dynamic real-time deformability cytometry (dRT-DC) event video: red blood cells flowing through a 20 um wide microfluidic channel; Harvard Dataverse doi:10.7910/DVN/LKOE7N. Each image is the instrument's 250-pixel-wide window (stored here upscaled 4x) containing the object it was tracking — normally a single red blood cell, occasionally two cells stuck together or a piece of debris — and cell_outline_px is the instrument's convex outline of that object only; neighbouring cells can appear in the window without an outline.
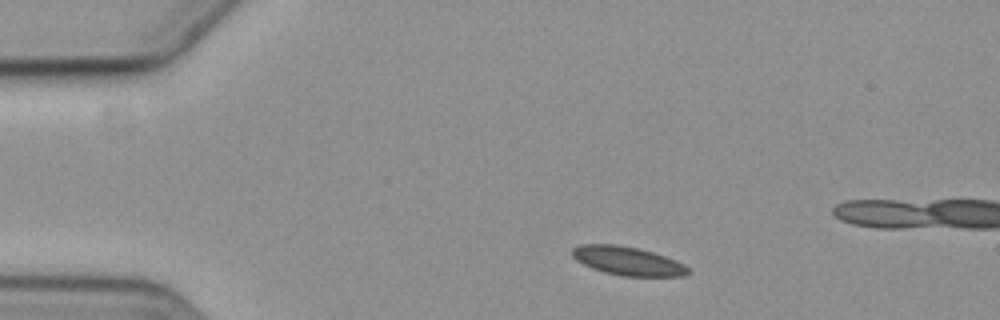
{"species": "common noctule bat (a hibernating species)", "species_latin": "Nyctalus noctula", "temperature_condition": "cold", "stored_images_in_passage": 3, "camera_frame_rate_fps": 3000, "um_per_image_px": 0.085, "animal": {"sex": "female", "body_mass_g": 19.3, "forearm_length_mm": 54.1}, "frame": {"image": 1, "passage_image": 1, "time_ms": 0.0, "image_size_px": [1000, 320], "cell_outline_px": [[692, 272], [684, 276], [620, 276], [604, 272], [592, 268], [576, 260], [572, 256], [572, 248], [580, 244], [616, 244], [640, 248], [676, 260], [684, 264]], "centroid_in_image_um": [53.35, 22.18], "position_along_channel_um": 31.6, "area_um2": 19.48}}